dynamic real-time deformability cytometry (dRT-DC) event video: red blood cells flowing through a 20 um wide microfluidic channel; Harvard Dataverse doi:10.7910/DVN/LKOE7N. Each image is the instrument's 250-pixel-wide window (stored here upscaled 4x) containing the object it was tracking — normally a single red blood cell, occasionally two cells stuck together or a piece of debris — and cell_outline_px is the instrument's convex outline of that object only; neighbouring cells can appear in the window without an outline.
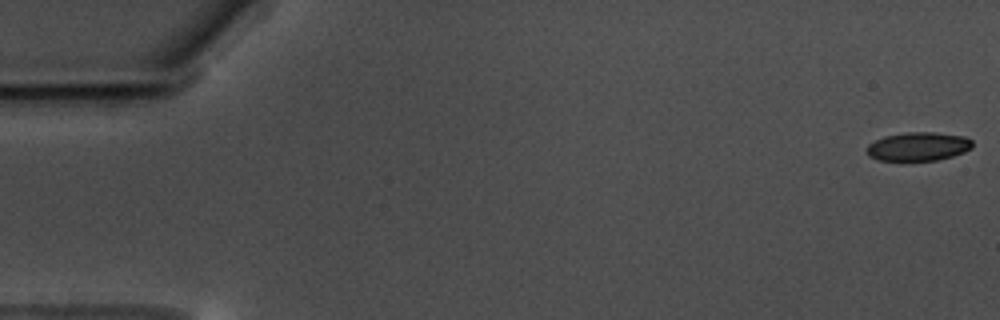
{"species": "common noctule bat (a hibernating species)", "species_latin": "Nyctalus noctula", "temperature_condition": "warm", "stored_images_in_passage": 44, "camera_frame_rate_fps": 3000, "um_per_image_px": 0.085, "animal": {"sex": "male", "body_mass_g": 17.5, "forearm_length_mm": 52.3}, "frame": {"image": 1, "passage_image": 1, "time_ms": 0.0, "image_size_px": [1000, 320], "cell_outline_px": [[972, 148], [964, 152], [952, 156], [936, 160], [880, 160], [868, 156], [868, 144], [884, 136], [904, 132], [936, 132], [964, 136], [972, 140]], "centroid_in_image_um": [78.07, 12.44], "position_along_channel_um": 6.9, "area_um2": 17.57}}
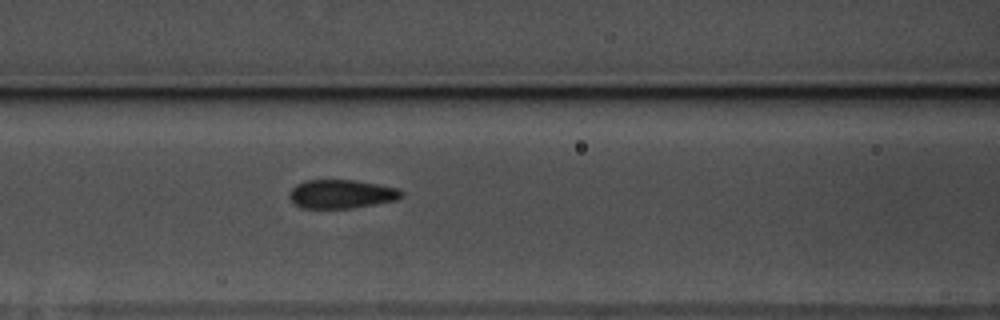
{"frame": {"image": 2, "passage_image": 25, "time_ms": 8.0, "image_size_px": [1000, 320], "cell_outline_px": [[404, 196], [396, 200], [376, 204], [352, 208], [300, 208], [288, 196], [292, 188], [296, 184], [304, 180], [356, 180], [396, 188], [404, 192]], "centroid_in_image_um": [29.02, 16.49], "position_along_channel_um": 137.6, "area_um2": 18.79}}
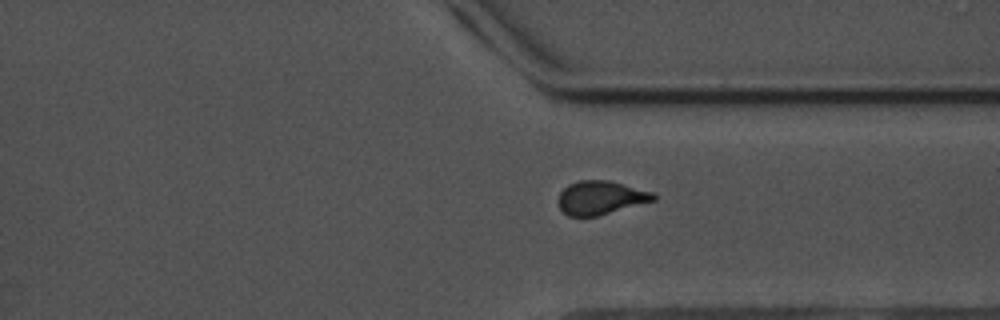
{"frame": {"image": 3, "passage_image": 44, "time_ms": 14.333, "image_size_px": [1000, 320], "cell_outline_px": [[656, 200], [596, 216], [568, 216], [560, 208], [556, 200], [560, 192], [568, 184], [580, 180], [608, 180], [656, 192]], "centroid_in_image_um": [51.06, 16.79], "position_along_channel_um": 360.3, "area_um2": 18.79}}